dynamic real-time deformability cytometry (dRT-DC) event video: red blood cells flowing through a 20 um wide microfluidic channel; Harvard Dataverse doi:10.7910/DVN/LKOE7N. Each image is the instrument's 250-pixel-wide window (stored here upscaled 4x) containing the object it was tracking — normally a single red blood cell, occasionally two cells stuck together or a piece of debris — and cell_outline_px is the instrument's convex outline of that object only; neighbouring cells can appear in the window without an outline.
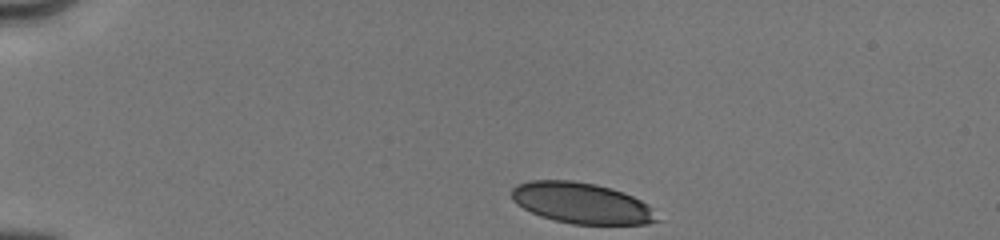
{"species": "human", "species_latin": "Homo sapiens", "temperature_condition": "cold", "stored_images_in_passage": 36, "camera_frame_rate_fps": 3000, "um_per_image_px": 0.085, "donor": {"sex": "male"}, "frame": {"image": 1, "passage_image": 1, "time_ms": 0.0, "image_size_px": [1000, 240], "cell_outline_px": [[660, 220], [648, 224], [572, 224], [540, 216], [516, 204], [512, 200], [512, 188], [516, 184], [528, 180], [572, 180], [596, 184], [612, 188], [624, 192], [648, 204], [652, 208]], "centroid_in_image_um": [49.44, 17.25], "position_along_channel_um": 35.6, "area_um2": 34.8}}
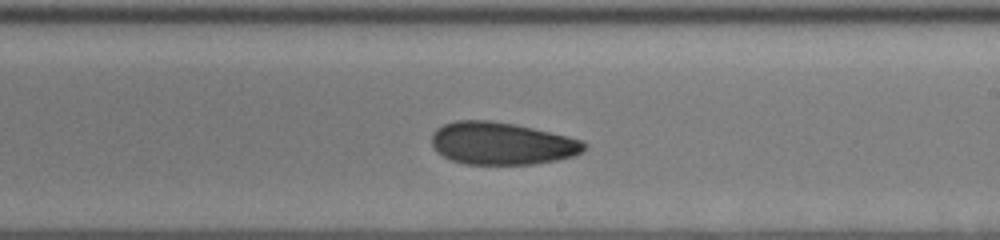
{"frame": {"image": 2, "passage_image": 19, "time_ms": 7.0, "image_size_px": [1000, 240], "cell_outline_px": [[588, 144], [580, 152], [572, 156], [556, 160], [532, 164], [468, 164], [452, 160], [436, 152], [432, 148], [432, 132], [436, 128], [444, 124], [456, 120], [492, 120], [516, 124], [568, 136], [584, 140]], "centroid_in_image_um": [42.63, 12.18], "position_along_channel_um": 246.4, "area_um2": 37.86}}
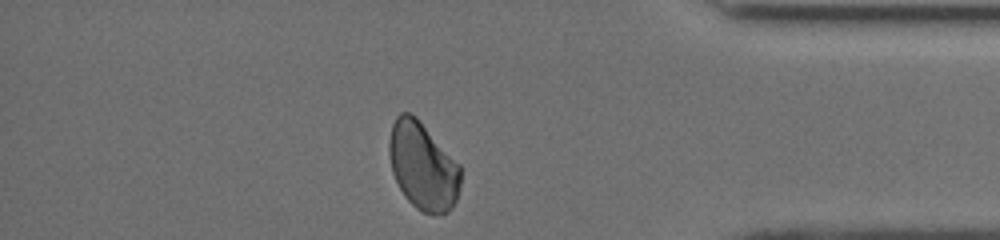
{"frame": {"image": 3, "passage_image": 34, "time_ms": 11.333, "image_size_px": [1000, 240], "cell_outline_px": [[460, 184], [456, 200], [452, 208], [448, 212], [432, 216], [416, 208], [404, 196], [392, 172], [388, 152], [388, 144], [392, 124], [396, 116], [400, 112], [412, 112], [416, 116], [460, 164]], "centroid_in_image_um": [35.93, 14.11], "position_along_channel_um": 399.3, "area_um2": 36.76}, "authors_computed_cell_mechanics": {"area_um2": 37.1654, "velocity_mm_per_s": 3.9983, "shape_relaxation_time_tau1_ms": null, "shape_relaxation_time_tau2_ms": 2.7471, "deformation_change_tau1": null, "deformation_change_tau2": 0.0802}}